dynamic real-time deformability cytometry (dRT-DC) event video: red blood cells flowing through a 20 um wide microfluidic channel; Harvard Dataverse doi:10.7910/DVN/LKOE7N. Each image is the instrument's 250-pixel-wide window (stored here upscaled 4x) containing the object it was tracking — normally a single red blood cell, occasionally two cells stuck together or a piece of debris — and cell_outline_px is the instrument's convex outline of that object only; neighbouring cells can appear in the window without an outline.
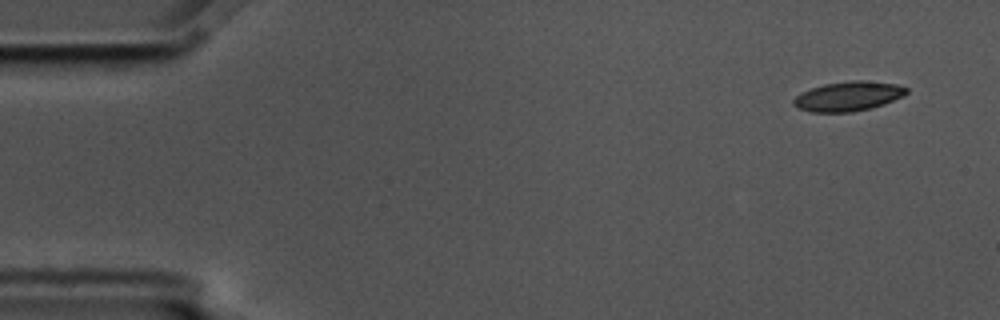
{"species": "common noctule bat (a hibernating species)", "species_latin": "Nyctalus noctula", "temperature_condition": "cold", "stored_images_in_passage": 6, "segment_of_instrument_passage": [2, 2], "camera_frame_rate_fps": 3000, "um_per_image_px": 0.085, "animal": {"sex": "male", "body_mass_g": 17.5, "forearm_length_mm": 52.3}, "frame": {"image": 1, "passage_image": 6, "time_ms": 1.667, "image_size_px": [1000, 320], "cell_outline_px": [[908, 92], [904, 96], [884, 104], [872, 108], [852, 112], [812, 112], [800, 108], [792, 104], [792, 100], [800, 92], [824, 84], [852, 80], [864, 80], [896, 84], [908, 88]], "centroid_in_image_um": [72.11, 8.18], "position_along_channel_um": 12.9, "area_um2": 19.54}}